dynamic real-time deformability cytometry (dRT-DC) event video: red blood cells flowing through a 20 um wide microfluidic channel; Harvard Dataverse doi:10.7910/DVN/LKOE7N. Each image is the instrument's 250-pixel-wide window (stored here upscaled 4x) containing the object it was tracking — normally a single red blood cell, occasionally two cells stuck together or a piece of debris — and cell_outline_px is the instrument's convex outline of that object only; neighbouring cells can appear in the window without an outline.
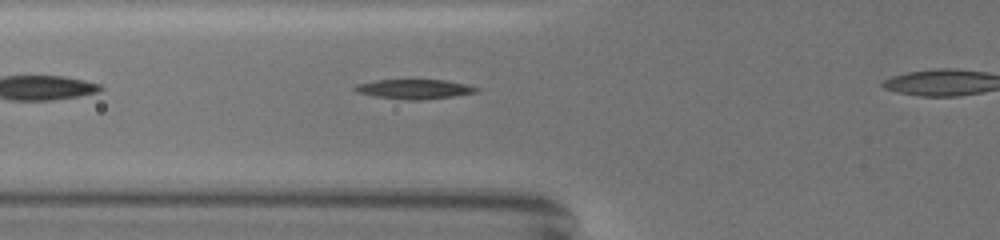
{"species": "common noctule bat (a hibernating species)", "species_latin": "Nyctalus noctula", "temperature_condition": "warm", "stored_images_in_passage": 42, "camera_frame_rate_fps": 3000, "um_per_image_px": 0.085, "animal": {"sex": "female", "body_mass_g": 19.5, "forearm_length_mm": 54.1}, "frame": {"image": 1, "passage_image": 7, "time_ms": 2.0, "image_size_px": [1000, 240], "cell_outline_px": [[480, 92], [452, 96], [420, 100], [408, 100], [376, 96], [356, 92], [352, 88], [356, 84], [376, 80], [444, 80], [468, 84], [480, 88]], "centroid_in_image_um": [35.25, 7.57], "position_along_channel_um": 90.6, "area_um2": 13.87}}